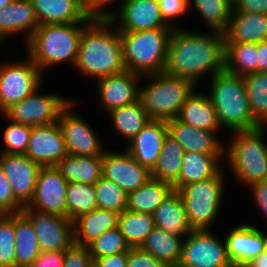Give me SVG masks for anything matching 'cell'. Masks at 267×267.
<instances>
[{
    "instance_id": "obj_13",
    "label": "cell",
    "mask_w": 267,
    "mask_h": 267,
    "mask_svg": "<svg viewBox=\"0 0 267 267\" xmlns=\"http://www.w3.org/2000/svg\"><path fill=\"white\" fill-rule=\"evenodd\" d=\"M74 101L60 113L58 125L62 130L66 150L73 156H96L105 152L92 126L75 114Z\"/></svg>"
},
{
    "instance_id": "obj_18",
    "label": "cell",
    "mask_w": 267,
    "mask_h": 267,
    "mask_svg": "<svg viewBox=\"0 0 267 267\" xmlns=\"http://www.w3.org/2000/svg\"><path fill=\"white\" fill-rule=\"evenodd\" d=\"M67 154L58 123L32 127L26 152L32 161L41 167L56 166Z\"/></svg>"
},
{
    "instance_id": "obj_58",
    "label": "cell",
    "mask_w": 267,
    "mask_h": 267,
    "mask_svg": "<svg viewBox=\"0 0 267 267\" xmlns=\"http://www.w3.org/2000/svg\"><path fill=\"white\" fill-rule=\"evenodd\" d=\"M169 267H192V266H188V265H185V264L178 262V263L171 265Z\"/></svg>"
},
{
    "instance_id": "obj_6",
    "label": "cell",
    "mask_w": 267,
    "mask_h": 267,
    "mask_svg": "<svg viewBox=\"0 0 267 267\" xmlns=\"http://www.w3.org/2000/svg\"><path fill=\"white\" fill-rule=\"evenodd\" d=\"M267 123L252 131L234 132L224 148L228 166L239 182L246 186L267 180Z\"/></svg>"
},
{
    "instance_id": "obj_38",
    "label": "cell",
    "mask_w": 267,
    "mask_h": 267,
    "mask_svg": "<svg viewBox=\"0 0 267 267\" xmlns=\"http://www.w3.org/2000/svg\"><path fill=\"white\" fill-rule=\"evenodd\" d=\"M249 107L254 119L267 123V72H256L243 77Z\"/></svg>"
},
{
    "instance_id": "obj_50",
    "label": "cell",
    "mask_w": 267,
    "mask_h": 267,
    "mask_svg": "<svg viewBox=\"0 0 267 267\" xmlns=\"http://www.w3.org/2000/svg\"><path fill=\"white\" fill-rule=\"evenodd\" d=\"M65 250L41 252L29 267H63Z\"/></svg>"
},
{
    "instance_id": "obj_23",
    "label": "cell",
    "mask_w": 267,
    "mask_h": 267,
    "mask_svg": "<svg viewBox=\"0 0 267 267\" xmlns=\"http://www.w3.org/2000/svg\"><path fill=\"white\" fill-rule=\"evenodd\" d=\"M168 134L183 148L184 152L224 153L225 144L216 137L218 131L197 129L179 121H167Z\"/></svg>"
},
{
    "instance_id": "obj_55",
    "label": "cell",
    "mask_w": 267,
    "mask_h": 267,
    "mask_svg": "<svg viewBox=\"0 0 267 267\" xmlns=\"http://www.w3.org/2000/svg\"><path fill=\"white\" fill-rule=\"evenodd\" d=\"M250 267H267V233L265 234V252L247 263Z\"/></svg>"
},
{
    "instance_id": "obj_14",
    "label": "cell",
    "mask_w": 267,
    "mask_h": 267,
    "mask_svg": "<svg viewBox=\"0 0 267 267\" xmlns=\"http://www.w3.org/2000/svg\"><path fill=\"white\" fill-rule=\"evenodd\" d=\"M68 182L56 166L41 167L35 193L24 209H34L66 217V189Z\"/></svg>"
},
{
    "instance_id": "obj_11",
    "label": "cell",
    "mask_w": 267,
    "mask_h": 267,
    "mask_svg": "<svg viewBox=\"0 0 267 267\" xmlns=\"http://www.w3.org/2000/svg\"><path fill=\"white\" fill-rule=\"evenodd\" d=\"M180 263L192 267H227L226 243L220 241L211 229L192 230L182 243Z\"/></svg>"
},
{
    "instance_id": "obj_47",
    "label": "cell",
    "mask_w": 267,
    "mask_h": 267,
    "mask_svg": "<svg viewBox=\"0 0 267 267\" xmlns=\"http://www.w3.org/2000/svg\"><path fill=\"white\" fill-rule=\"evenodd\" d=\"M164 21L172 28H176L174 20L188 11L187 0H158Z\"/></svg>"
},
{
    "instance_id": "obj_30",
    "label": "cell",
    "mask_w": 267,
    "mask_h": 267,
    "mask_svg": "<svg viewBox=\"0 0 267 267\" xmlns=\"http://www.w3.org/2000/svg\"><path fill=\"white\" fill-rule=\"evenodd\" d=\"M56 167L68 183L94 185L102 177V155L73 156L67 154Z\"/></svg>"
},
{
    "instance_id": "obj_44",
    "label": "cell",
    "mask_w": 267,
    "mask_h": 267,
    "mask_svg": "<svg viewBox=\"0 0 267 267\" xmlns=\"http://www.w3.org/2000/svg\"><path fill=\"white\" fill-rule=\"evenodd\" d=\"M3 131L5 154H26L32 127L10 121Z\"/></svg>"
},
{
    "instance_id": "obj_24",
    "label": "cell",
    "mask_w": 267,
    "mask_h": 267,
    "mask_svg": "<svg viewBox=\"0 0 267 267\" xmlns=\"http://www.w3.org/2000/svg\"><path fill=\"white\" fill-rule=\"evenodd\" d=\"M224 153L184 152L181 173L172 185L175 191L183 186L216 177L221 171L220 160Z\"/></svg>"
},
{
    "instance_id": "obj_28",
    "label": "cell",
    "mask_w": 267,
    "mask_h": 267,
    "mask_svg": "<svg viewBox=\"0 0 267 267\" xmlns=\"http://www.w3.org/2000/svg\"><path fill=\"white\" fill-rule=\"evenodd\" d=\"M154 225L168 233L185 237L192 228L186 216V210L178 191L173 190L152 214Z\"/></svg>"
},
{
    "instance_id": "obj_5",
    "label": "cell",
    "mask_w": 267,
    "mask_h": 267,
    "mask_svg": "<svg viewBox=\"0 0 267 267\" xmlns=\"http://www.w3.org/2000/svg\"><path fill=\"white\" fill-rule=\"evenodd\" d=\"M174 28L119 32L127 71L146 76L164 72L168 45Z\"/></svg>"
},
{
    "instance_id": "obj_27",
    "label": "cell",
    "mask_w": 267,
    "mask_h": 267,
    "mask_svg": "<svg viewBox=\"0 0 267 267\" xmlns=\"http://www.w3.org/2000/svg\"><path fill=\"white\" fill-rule=\"evenodd\" d=\"M225 43H259L267 40V14L232 12Z\"/></svg>"
},
{
    "instance_id": "obj_48",
    "label": "cell",
    "mask_w": 267,
    "mask_h": 267,
    "mask_svg": "<svg viewBox=\"0 0 267 267\" xmlns=\"http://www.w3.org/2000/svg\"><path fill=\"white\" fill-rule=\"evenodd\" d=\"M126 267H167L151 254L143 251L139 247L130 248L127 252Z\"/></svg>"
},
{
    "instance_id": "obj_20",
    "label": "cell",
    "mask_w": 267,
    "mask_h": 267,
    "mask_svg": "<svg viewBox=\"0 0 267 267\" xmlns=\"http://www.w3.org/2000/svg\"><path fill=\"white\" fill-rule=\"evenodd\" d=\"M167 134V121L151 120L128 143L126 151L138 163L151 171L157 163Z\"/></svg>"
},
{
    "instance_id": "obj_43",
    "label": "cell",
    "mask_w": 267,
    "mask_h": 267,
    "mask_svg": "<svg viewBox=\"0 0 267 267\" xmlns=\"http://www.w3.org/2000/svg\"><path fill=\"white\" fill-rule=\"evenodd\" d=\"M0 267H16L15 214H0Z\"/></svg>"
},
{
    "instance_id": "obj_31",
    "label": "cell",
    "mask_w": 267,
    "mask_h": 267,
    "mask_svg": "<svg viewBox=\"0 0 267 267\" xmlns=\"http://www.w3.org/2000/svg\"><path fill=\"white\" fill-rule=\"evenodd\" d=\"M182 239L155 226L139 248L169 267L181 260Z\"/></svg>"
},
{
    "instance_id": "obj_10",
    "label": "cell",
    "mask_w": 267,
    "mask_h": 267,
    "mask_svg": "<svg viewBox=\"0 0 267 267\" xmlns=\"http://www.w3.org/2000/svg\"><path fill=\"white\" fill-rule=\"evenodd\" d=\"M26 62L0 64V112L39 89L42 80L40 69L27 57Z\"/></svg>"
},
{
    "instance_id": "obj_21",
    "label": "cell",
    "mask_w": 267,
    "mask_h": 267,
    "mask_svg": "<svg viewBox=\"0 0 267 267\" xmlns=\"http://www.w3.org/2000/svg\"><path fill=\"white\" fill-rule=\"evenodd\" d=\"M226 236V250L230 262L249 263L265 252V234L256 226L241 224Z\"/></svg>"
},
{
    "instance_id": "obj_42",
    "label": "cell",
    "mask_w": 267,
    "mask_h": 267,
    "mask_svg": "<svg viewBox=\"0 0 267 267\" xmlns=\"http://www.w3.org/2000/svg\"><path fill=\"white\" fill-rule=\"evenodd\" d=\"M87 247L93 260L107 255L128 252L130 249L118 228L103 232Z\"/></svg>"
},
{
    "instance_id": "obj_16",
    "label": "cell",
    "mask_w": 267,
    "mask_h": 267,
    "mask_svg": "<svg viewBox=\"0 0 267 267\" xmlns=\"http://www.w3.org/2000/svg\"><path fill=\"white\" fill-rule=\"evenodd\" d=\"M110 21L118 22L119 32L172 28L164 21L158 0H126L117 12L112 11Z\"/></svg>"
},
{
    "instance_id": "obj_1",
    "label": "cell",
    "mask_w": 267,
    "mask_h": 267,
    "mask_svg": "<svg viewBox=\"0 0 267 267\" xmlns=\"http://www.w3.org/2000/svg\"><path fill=\"white\" fill-rule=\"evenodd\" d=\"M224 54L223 32L196 33L177 27L170 37L164 72L197 85V80L205 73L213 77L224 70Z\"/></svg>"
},
{
    "instance_id": "obj_8",
    "label": "cell",
    "mask_w": 267,
    "mask_h": 267,
    "mask_svg": "<svg viewBox=\"0 0 267 267\" xmlns=\"http://www.w3.org/2000/svg\"><path fill=\"white\" fill-rule=\"evenodd\" d=\"M224 172L216 177L183 186L181 195L192 230L209 229L223 201Z\"/></svg>"
},
{
    "instance_id": "obj_41",
    "label": "cell",
    "mask_w": 267,
    "mask_h": 267,
    "mask_svg": "<svg viewBox=\"0 0 267 267\" xmlns=\"http://www.w3.org/2000/svg\"><path fill=\"white\" fill-rule=\"evenodd\" d=\"M97 208L121 214L127 209L128 194L116 183L101 177L95 184Z\"/></svg>"
},
{
    "instance_id": "obj_35",
    "label": "cell",
    "mask_w": 267,
    "mask_h": 267,
    "mask_svg": "<svg viewBox=\"0 0 267 267\" xmlns=\"http://www.w3.org/2000/svg\"><path fill=\"white\" fill-rule=\"evenodd\" d=\"M38 239L31 222L22 214H15L16 267H29L40 255Z\"/></svg>"
},
{
    "instance_id": "obj_3",
    "label": "cell",
    "mask_w": 267,
    "mask_h": 267,
    "mask_svg": "<svg viewBox=\"0 0 267 267\" xmlns=\"http://www.w3.org/2000/svg\"><path fill=\"white\" fill-rule=\"evenodd\" d=\"M87 24L39 25L25 44L29 53L28 57L40 69L42 74L48 67L59 65L65 61H69L71 65L75 66L80 37L84 26Z\"/></svg>"
},
{
    "instance_id": "obj_26",
    "label": "cell",
    "mask_w": 267,
    "mask_h": 267,
    "mask_svg": "<svg viewBox=\"0 0 267 267\" xmlns=\"http://www.w3.org/2000/svg\"><path fill=\"white\" fill-rule=\"evenodd\" d=\"M119 213L96 208L73 221L74 244L87 247L103 232L118 227Z\"/></svg>"
},
{
    "instance_id": "obj_2",
    "label": "cell",
    "mask_w": 267,
    "mask_h": 267,
    "mask_svg": "<svg viewBox=\"0 0 267 267\" xmlns=\"http://www.w3.org/2000/svg\"><path fill=\"white\" fill-rule=\"evenodd\" d=\"M112 25L110 19H92L84 26L74 66L83 75L98 79L126 71L120 33Z\"/></svg>"
},
{
    "instance_id": "obj_49",
    "label": "cell",
    "mask_w": 267,
    "mask_h": 267,
    "mask_svg": "<svg viewBox=\"0 0 267 267\" xmlns=\"http://www.w3.org/2000/svg\"><path fill=\"white\" fill-rule=\"evenodd\" d=\"M115 1L116 0H82L84 10L90 19H110L112 17V12L105 11L103 7ZM125 1L126 0H121L120 8Z\"/></svg>"
},
{
    "instance_id": "obj_45",
    "label": "cell",
    "mask_w": 267,
    "mask_h": 267,
    "mask_svg": "<svg viewBox=\"0 0 267 267\" xmlns=\"http://www.w3.org/2000/svg\"><path fill=\"white\" fill-rule=\"evenodd\" d=\"M24 206L14 196L10 182L0 167V214L21 213Z\"/></svg>"
},
{
    "instance_id": "obj_37",
    "label": "cell",
    "mask_w": 267,
    "mask_h": 267,
    "mask_svg": "<svg viewBox=\"0 0 267 267\" xmlns=\"http://www.w3.org/2000/svg\"><path fill=\"white\" fill-rule=\"evenodd\" d=\"M155 227L153 216L133 212L128 209L119 215L118 229L130 248L140 247L145 238Z\"/></svg>"
},
{
    "instance_id": "obj_34",
    "label": "cell",
    "mask_w": 267,
    "mask_h": 267,
    "mask_svg": "<svg viewBox=\"0 0 267 267\" xmlns=\"http://www.w3.org/2000/svg\"><path fill=\"white\" fill-rule=\"evenodd\" d=\"M183 155L184 150L181 145L167 134L157 163L151 170V177L173 185L181 173Z\"/></svg>"
},
{
    "instance_id": "obj_22",
    "label": "cell",
    "mask_w": 267,
    "mask_h": 267,
    "mask_svg": "<svg viewBox=\"0 0 267 267\" xmlns=\"http://www.w3.org/2000/svg\"><path fill=\"white\" fill-rule=\"evenodd\" d=\"M38 27L31 0H13L8 6L0 8V45L6 36L23 32L27 44Z\"/></svg>"
},
{
    "instance_id": "obj_53",
    "label": "cell",
    "mask_w": 267,
    "mask_h": 267,
    "mask_svg": "<svg viewBox=\"0 0 267 267\" xmlns=\"http://www.w3.org/2000/svg\"><path fill=\"white\" fill-rule=\"evenodd\" d=\"M127 252L107 255L94 260V267H126Z\"/></svg>"
},
{
    "instance_id": "obj_19",
    "label": "cell",
    "mask_w": 267,
    "mask_h": 267,
    "mask_svg": "<svg viewBox=\"0 0 267 267\" xmlns=\"http://www.w3.org/2000/svg\"><path fill=\"white\" fill-rule=\"evenodd\" d=\"M140 75L124 71L98 79V92L102 107L108 113L138 101Z\"/></svg>"
},
{
    "instance_id": "obj_17",
    "label": "cell",
    "mask_w": 267,
    "mask_h": 267,
    "mask_svg": "<svg viewBox=\"0 0 267 267\" xmlns=\"http://www.w3.org/2000/svg\"><path fill=\"white\" fill-rule=\"evenodd\" d=\"M0 167L10 182L16 199L27 206L35 193L37 176L41 166L26 154L0 153Z\"/></svg>"
},
{
    "instance_id": "obj_51",
    "label": "cell",
    "mask_w": 267,
    "mask_h": 267,
    "mask_svg": "<svg viewBox=\"0 0 267 267\" xmlns=\"http://www.w3.org/2000/svg\"><path fill=\"white\" fill-rule=\"evenodd\" d=\"M232 12L267 14V0H238Z\"/></svg>"
},
{
    "instance_id": "obj_25",
    "label": "cell",
    "mask_w": 267,
    "mask_h": 267,
    "mask_svg": "<svg viewBox=\"0 0 267 267\" xmlns=\"http://www.w3.org/2000/svg\"><path fill=\"white\" fill-rule=\"evenodd\" d=\"M39 25L89 23L82 0H31Z\"/></svg>"
},
{
    "instance_id": "obj_12",
    "label": "cell",
    "mask_w": 267,
    "mask_h": 267,
    "mask_svg": "<svg viewBox=\"0 0 267 267\" xmlns=\"http://www.w3.org/2000/svg\"><path fill=\"white\" fill-rule=\"evenodd\" d=\"M32 224L41 252L66 250L74 244L73 221L34 209L21 212Z\"/></svg>"
},
{
    "instance_id": "obj_59",
    "label": "cell",
    "mask_w": 267,
    "mask_h": 267,
    "mask_svg": "<svg viewBox=\"0 0 267 267\" xmlns=\"http://www.w3.org/2000/svg\"><path fill=\"white\" fill-rule=\"evenodd\" d=\"M225 1L228 2L233 7L238 2V0H225Z\"/></svg>"
},
{
    "instance_id": "obj_57",
    "label": "cell",
    "mask_w": 267,
    "mask_h": 267,
    "mask_svg": "<svg viewBox=\"0 0 267 267\" xmlns=\"http://www.w3.org/2000/svg\"><path fill=\"white\" fill-rule=\"evenodd\" d=\"M13 0H0V8L8 6Z\"/></svg>"
},
{
    "instance_id": "obj_54",
    "label": "cell",
    "mask_w": 267,
    "mask_h": 267,
    "mask_svg": "<svg viewBox=\"0 0 267 267\" xmlns=\"http://www.w3.org/2000/svg\"><path fill=\"white\" fill-rule=\"evenodd\" d=\"M258 72H267V40L257 43Z\"/></svg>"
},
{
    "instance_id": "obj_40",
    "label": "cell",
    "mask_w": 267,
    "mask_h": 267,
    "mask_svg": "<svg viewBox=\"0 0 267 267\" xmlns=\"http://www.w3.org/2000/svg\"><path fill=\"white\" fill-rule=\"evenodd\" d=\"M210 30L225 32L228 29L233 6L225 0H192ZM190 0H187L189 8Z\"/></svg>"
},
{
    "instance_id": "obj_9",
    "label": "cell",
    "mask_w": 267,
    "mask_h": 267,
    "mask_svg": "<svg viewBox=\"0 0 267 267\" xmlns=\"http://www.w3.org/2000/svg\"><path fill=\"white\" fill-rule=\"evenodd\" d=\"M71 102V99L56 94L38 93V89L25 99L11 104L2 115L18 124L30 127L57 123L62 110Z\"/></svg>"
},
{
    "instance_id": "obj_56",
    "label": "cell",
    "mask_w": 267,
    "mask_h": 267,
    "mask_svg": "<svg viewBox=\"0 0 267 267\" xmlns=\"http://www.w3.org/2000/svg\"><path fill=\"white\" fill-rule=\"evenodd\" d=\"M227 267H250L247 263L230 262Z\"/></svg>"
},
{
    "instance_id": "obj_52",
    "label": "cell",
    "mask_w": 267,
    "mask_h": 267,
    "mask_svg": "<svg viewBox=\"0 0 267 267\" xmlns=\"http://www.w3.org/2000/svg\"><path fill=\"white\" fill-rule=\"evenodd\" d=\"M249 188L258 208L267 219V180L257 182Z\"/></svg>"
},
{
    "instance_id": "obj_7",
    "label": "cell",
    "mask_w": 267,
    "mask_h": 267,
    "mask_svg": "<svg viewBox=\"0 0 267 267\" xmlns=\"http://www.w3.org/2000/svg\"><path fill=\"white\" fill-rule=\"evenodd\" d=\"M142 77L151 82L142 89L139 87L138 100L151 120L177 118L185 101L196 90L193 81L165 72Z\"/></svg>"
},
{
    "instance_id": "obj_32",
    "label": "cell",
    "mask_w": 267,
    "mask_h": 267,
    "mask_svg": "<svg viewBox=\"0 0 267 267\" xmlns=\"http://www.w3.org/2000/svg\"><path fill=\"white\" fill-rule=\"evenodd\" d=\"M173 190L170 183L151 177L145 184L128 194L127 209L152 215Z\"/></svg>"
},
{
    "instance_id": "obj_46",
    "label": "cell",
    "mask_w": 267,
    "mask_h": 267,
    "mask_svg": "<svg viewBox=\"0 0 267 267\" xmlns=\"http://www.w3.org/2000/svg\"><path fill=\"white\" fill-rule=\"evenodd\" d=\"M63 267H94L88 247L73 244L66 249Z\"/></svg>"
},
{
    "instance_id": "obj_36",
    "label": "cell",
    "mask_w": 267,
    "mask_h": 267,
    "mask_svg": "<svg viewBox=\"0 0 267 267\" xmlns=\"http://www.w3.org/2000/svg\"><path fill=\"white\" fill-rule=\"evenodd\" d=\"M118 134L130 141L151 121L140 101L122 106L109 112Z\"/></svg>"
},
{
    "instance_id": "obj_39",
    "label": "cell",
    "mask_w": 267,
    "mask_h": 267,
    "mask_svg": "<svg viewBox=\"0 0 267 267\" xmlns=\"http://www.w3.org/2000/svg\"><path fill=\"white\" fill-rule=\"evenodd\" d=\"M97 208L94 185L68 183L66 189V217L74 221L80 215Z\"/></svg>"
},
{
    "instance_id": "obj_33",
    "label": "cell",
    "mask_w": 267,
    "mask_h": 267,
    "mask_svg": "<svg viewBox=\"0 0 267 267\" xmlns=\"http://www.w3.org/2000/svg\"><path fill=\"white\" fill-rule=\"evenodd\" d=\"M224 70L246 76L258 72L257 43H225Z\"/></svg>"
},
{
    "instance_id": "obj_29",
    "label": "cell",
    "mask_w": 267,
    "mask_h": 267,
    "mask_svg": "<svg viewBox=\"0 0 267 267\" xmlns=\"http://www.w3.org/2000/svg\"><path fill=\"white\" fill-rule=\"evenodd\" d=\"M177 119L197 129L219 132L222 129L208 95L195 90L185 101Z\"/></svg>"
},
{
    "instance_id": "obj_15",
    "label": "cell",
    "mask_w": 267,
    "mask_h": 267,
    "mask_svg": "<svg viewBox=\"0 0 267 267\" xmlns=\"http://www.w3.org/2000/svg\"><path fill=\"white\" fill-rule=\"evenodd\" d=\"M102 176L129 194L151 178V171L138 163L126 150H105L102 155Z\"/></svg>"
},
{
    "instance_id": "obj_4",
    "label": "cell",
    "mask_w": 267,
    "mask_h": 267,
    "mask_svg": "<svg viewBox=\"0 0 267 267\" xmlns=\"http://www.w3.org/2000/svg\"><path fill=\"white\" fill-rule=\"evenodd\" d=\"M210 78L208 97L221 128L226 127L232 133L258 129L260 124L251 113L243 77L223 70Z\"/></svg>"
}]
</instances>
